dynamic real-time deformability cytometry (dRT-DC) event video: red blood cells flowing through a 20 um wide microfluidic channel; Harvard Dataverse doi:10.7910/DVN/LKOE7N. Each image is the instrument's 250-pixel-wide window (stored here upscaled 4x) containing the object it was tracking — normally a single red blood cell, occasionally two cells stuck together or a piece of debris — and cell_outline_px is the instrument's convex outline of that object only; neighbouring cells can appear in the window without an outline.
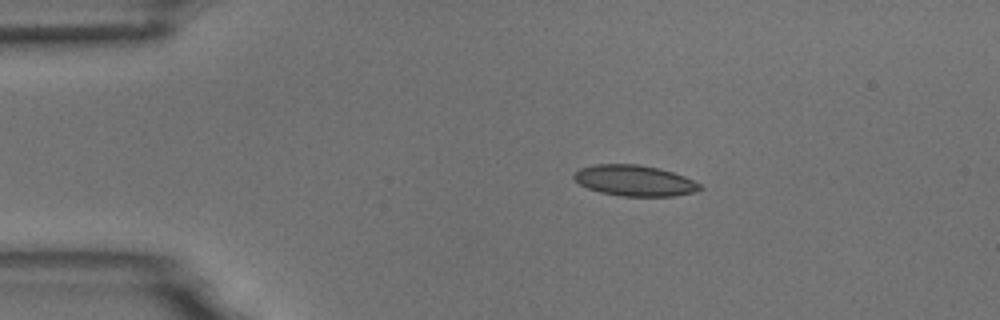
{"species": "common noctule bat (a hibernating species)", "species_latin": "Nyctalus noctula", "temperature_condition": "room temperature", "stored_images_in_passage": 4, "camera_frame_rate_fps": 3000, "um_per_image_px": 0.085, "animal": {"sex": "male", "body_mass_g": 18.8}, "frame": {"image": 1, "passage_image": 1, "time_ms": 0.0, "image_size_px": [1000, 320], "cell_outline_px": [[704, 188], [692, 192], [676, 196], [620, 196], [600, 192], [588, 188], [580, 184], [572, 176], [580, 168], [596, 164], [636, 164], [660, 168], [684, 176], [700, 184]], "centroid_in_image_um": [53.94, 15.35], "position_along_channel_um": 31.1, "area_um2": 22.54}}
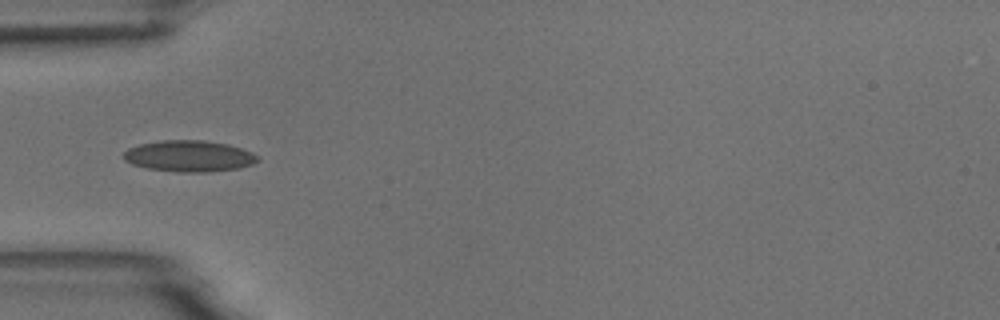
{"frame": {"image": 2, "passage_image": 3, "time_ms": 2.333, "image_size_px": [1000, 320], "cell_outline_px": [[260, 160], [252, 164], [240, 168], [208, 172], [176, 172], [148, 168], [132, 164], [124, 160], [124, 152], [128, 148], [140, 144], [160, 140], [204, 140], [228, 144], [252, 152], [260, 156]], "centroid_in_image_um": [16.1, 13.27], "position_along_channel_um": 68.9, "area_um2": 24.57}}
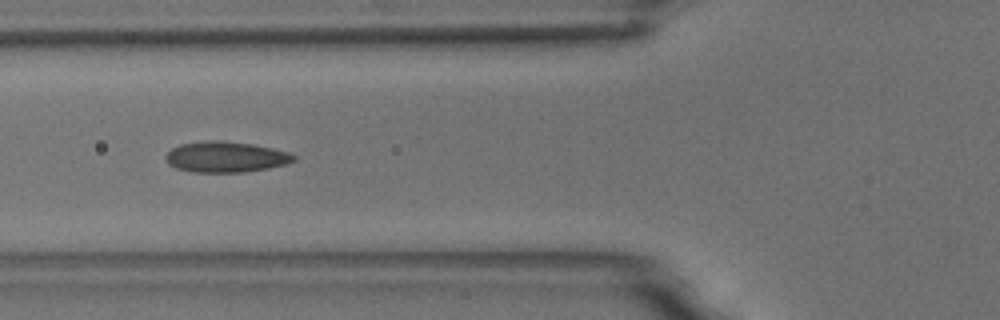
{"frame": {"image": 3, "passage_image": 4, "time_ms": 3.333, "image_size_px": [1000, 320], "cell_outline_px": [[296, 160], [288, 164], [268, 168], [244, 172], [192, 172], [176, 168], [168, 164], [168, 152], [172, 148], [180, 144], [208, 140], [220, 140], [252, 144], [272, 148], [288, 152], [296, 156]], "centroid_in_image_um": [19.22, 13.34], "position_along_channel_um": 106.6, "area_um2": 22.89}}